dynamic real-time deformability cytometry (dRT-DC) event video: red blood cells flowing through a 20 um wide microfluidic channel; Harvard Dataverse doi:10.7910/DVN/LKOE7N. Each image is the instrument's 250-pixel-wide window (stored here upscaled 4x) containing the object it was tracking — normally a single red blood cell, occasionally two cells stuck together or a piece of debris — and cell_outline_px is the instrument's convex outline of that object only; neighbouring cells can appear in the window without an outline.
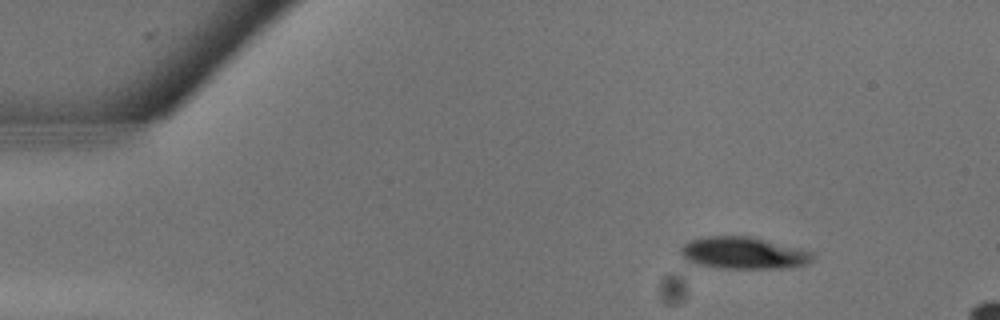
{"species": "common noctule bat (a hibernating species)", "species_latin": "Nyctalus noctula", "temperature_condition": "warm", "stored_images_in_passage": 23, "camera_frame_rate_fps": 3000, "um_per_image_px": 0.085, "animal": {"sex": "male", "body_mass_g": 13.3}, "frame": {"image": 1, "passage_image": 4, "time_ms": 1.0, "image_size_px": [1000, 320], "cell_outline_px": [[816, 256], [812, 260], [804, 264], [784, 268], [720, 268], [692, 264], [684, 260], [680, 256], [680, 248], [688, 240], [708, 236], [752, 236], [812, 252]], "centroid_in_image_um": [63.11, 21.51], "position_along_channel_um": 21.9, "area_um2": 24.74}}
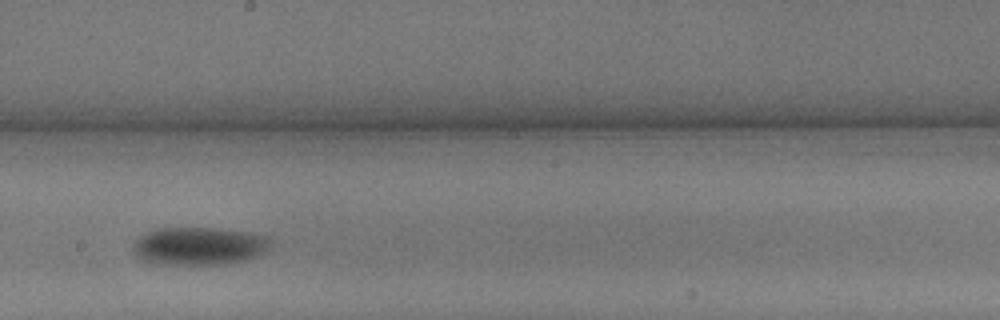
{"frame": {"image": 2, "passage_image": 16, "time_ms": 5.0, "image_size_px": [1000, 320], "cell_outline_px": [[272, 240], [268, 248], [260, 256], [248, 260], [224, 264], [156, 264], [140, 260], [132, 252], [132, 248], [136, 240], [140, 236], [156, 228], [220, 228], [248, 232], [268, 236]], "centroid_in_image_um": [16.93, 20.92], "position_along_channel_um": 231.3, "area_um2": 30.81}}
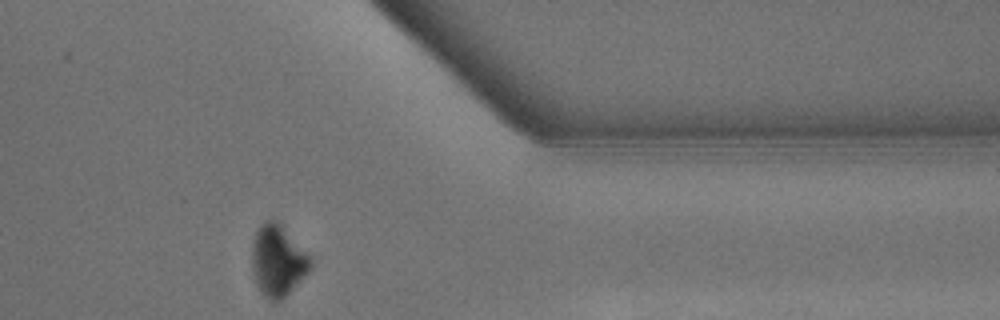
{"frame": {"image": 3, "passage_image": 23, "time_ms": 7.333, "image_size_px": [1000, 320], "cell_outline_px": [[312, 268], [280, 300], [268, 300], [260, 292], [252, 272], [252, 240], [260, 224], [268, 220], [280, 220], [312, 260]], "centroid_in_image_um": [23.59, 22.11], "position_along_channel_um": 387.8, "area_um2": 24.28}}